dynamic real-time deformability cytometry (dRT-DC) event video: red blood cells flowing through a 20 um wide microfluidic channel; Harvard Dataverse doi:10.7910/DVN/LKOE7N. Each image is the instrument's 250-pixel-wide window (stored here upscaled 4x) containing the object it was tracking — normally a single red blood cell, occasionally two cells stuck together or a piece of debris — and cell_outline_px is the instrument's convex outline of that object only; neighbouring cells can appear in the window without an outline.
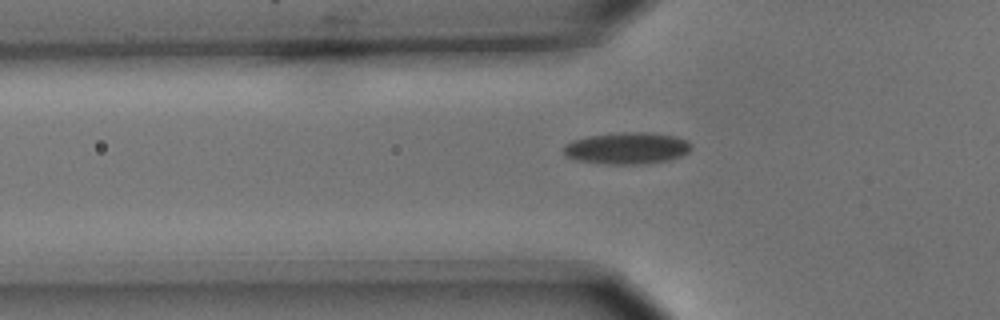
{"species": "common noctule bat (a hibernating species)", "species_latin": "Nyctalus noctula", "temperature_condition": "cold", "stored_images_in_passage": 8, "camera_frame_rate_fps": 3000, "um_per_image_px": 0.085, "animal": {"sex": "male", "body_mass_g": 15.6}, "frame": {"image": 1, "passage_image": 8, "time_ms": 2.333, "image_size_px": [1000, 320], "cell_outline_px": [[692, 148], [688, 152], [680, 156], [668, 160], [644, 164], [608, 164], [580, 160], [568, 156], [564, 152], [564, 144], [572, 140], [588, 136], [616, 132], [648, 132], [676, 136], [692, 144]], "centroid_in_image_um": [53.31, 12.58], "position_along_channel_um": 72.5, "area_um2": 23.52}}